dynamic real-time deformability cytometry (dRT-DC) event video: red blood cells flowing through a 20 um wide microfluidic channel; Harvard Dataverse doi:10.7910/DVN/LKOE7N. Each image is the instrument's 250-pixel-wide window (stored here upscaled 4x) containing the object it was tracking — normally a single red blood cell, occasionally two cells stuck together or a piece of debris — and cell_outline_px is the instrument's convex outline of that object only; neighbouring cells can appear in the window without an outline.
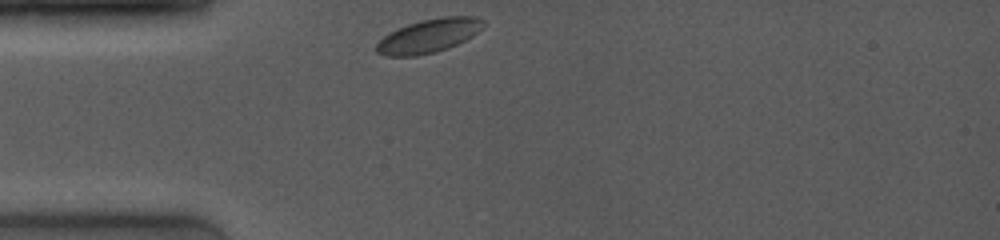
{"species": "common noctule bat (a hibernating species)", "species_latin": "Nyctalus noctula", "temperature_condition": "room temperature", "stored_images_in_passage": 5, "camera_frame_rate_fps": 4000, "um_per_image_px": 0.085, "animal": {"sex": "female", "body_mass_g": 19.0, "forearm_length_mm": 53.3}, "frame": {"image": 1, "passage_image": 1, "time_ms": 0.0, "image_size_px": [1000, 240], "cell_outline_px": [[484, 24], [472, 36], [448, 48], [436, 52], [416, 56], [384, 56], [376, 52], [376, 44], [384, 36], [408, 24], [420, 20], [444, 16], [476, 16], [484, 20]], "centroid_in_image_um": [36.44, 3.05], "position_along_channel_um": 48.6, "area_um2": 20.81}}
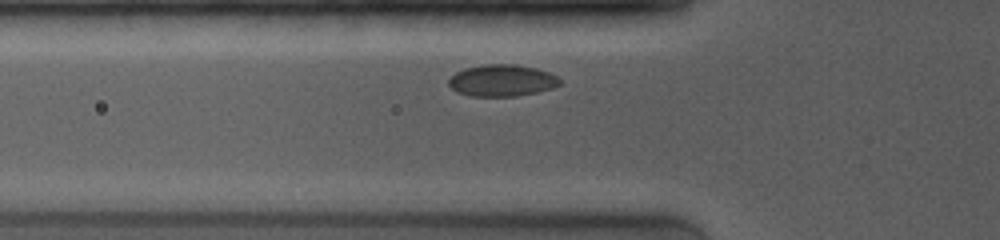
{"frame": {"image": 2, "passage_image": 3, "time_ms": 1.25, "image_size_px": [1000, 240], "cell_outline_px": [[560, 84], [552, 88], [536, 92], [516, 96], [472, 96], [456, 92], [448, 84], [448, 80], [456, 72], [464, 68], [484, 64], [516, 64], [536, 68], [548, 72], [556, 76], [560, 80]], "centroid_in_image_um": [42.64, 6.83], "position_along_channel_um": 83.2, "area_um2": 20.52}}